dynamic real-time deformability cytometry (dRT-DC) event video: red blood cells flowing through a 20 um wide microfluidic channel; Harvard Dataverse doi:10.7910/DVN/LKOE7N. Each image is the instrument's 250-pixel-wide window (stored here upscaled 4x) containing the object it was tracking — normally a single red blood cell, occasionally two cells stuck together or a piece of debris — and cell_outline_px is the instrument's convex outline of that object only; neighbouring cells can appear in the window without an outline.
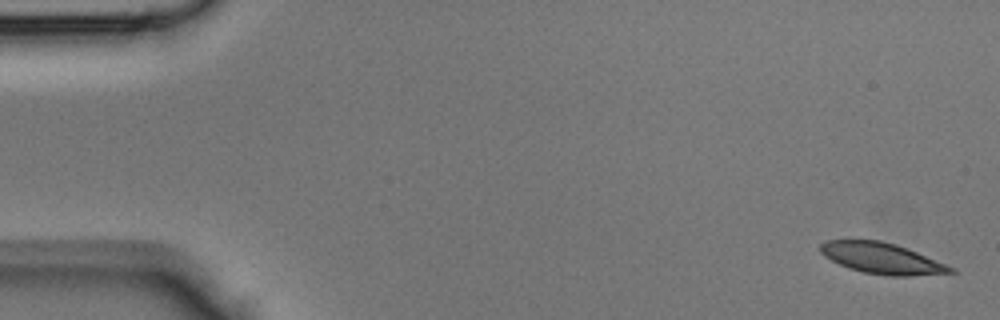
{"species": "Egyptian fruit bat (a non-hibernating species)", "species_latin": "Rousettus aegyptiacus", "temperature_condition": "room temperature", "stored_images_in_passage": 8, "camera_frame_rate_fps": 3000, "um_per_image_px": 0.085, "animal": {"sex": "male"}, "frame": {"image": 1, "passage_image": 1, "time_ms": 0.0, "image_size_px": [1000, 320], "cell_outline_px": [[956, 272], [908, 276], [888, 276], [864, 272], [848, 268], [824, 256], [820, 252], [820, 244], [828, 240], [880, 240], [896, 244], [956, 268]], "centroid_in_image_um": [74.95, 21.96], "position_along_channel_um": 10.0, "area_um2": 23.29}}